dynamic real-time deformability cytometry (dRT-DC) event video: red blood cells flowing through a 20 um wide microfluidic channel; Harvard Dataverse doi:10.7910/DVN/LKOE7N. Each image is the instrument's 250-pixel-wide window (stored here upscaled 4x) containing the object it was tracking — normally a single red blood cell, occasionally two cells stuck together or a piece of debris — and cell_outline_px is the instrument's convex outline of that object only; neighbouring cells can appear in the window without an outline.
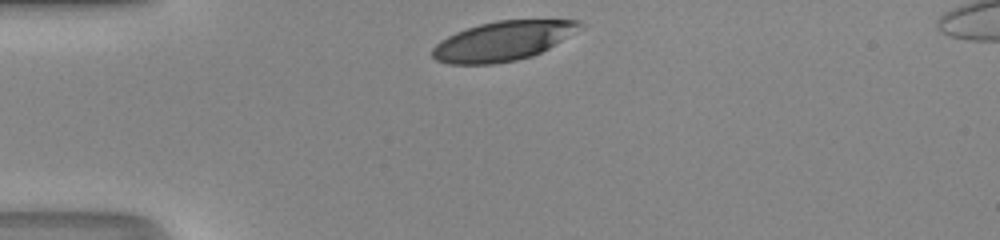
{"species": "human", "species_latin": "Homo sapiens", "temperature_condition": "room temperature", "stored_images_in_passage": 28, "camera_frame_rate_fps": 3000, "um_per_image_px": 0.085, "donor": {"sex": "male"}, "frame": {"image": 1, "passage_image": 1, "time_ms": 0.0, "image_size_px": [1000, 240], "cell_outline_px": [[584, 24], [548, 48], [532, 56], [516, 60], [492, 64], [448, 64], [436, 60], [432, 56], [432, 48], [440, 40], [456, 32], [480, 24], [496, 20], [580, 20]], "centroid_in_image_um": [42.66, 3.49], "position_along_channel_um": 42.3, "area_um2": 33.35}}
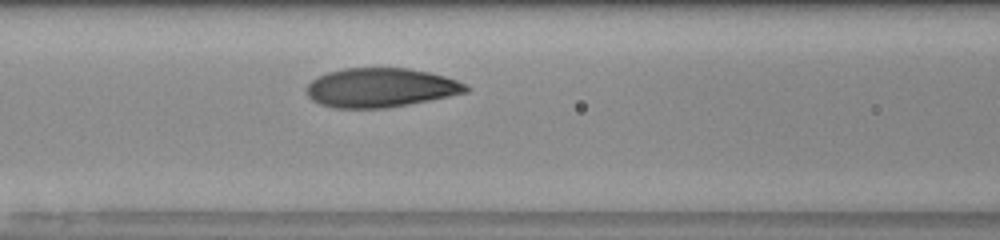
{"frame": {"image": 2, "passage_image": 10, "time_ms": 3.0, "image_size_px": [1000, 240], "cell_outline_px": [[468, 92], [388, 108], [332, 108], [320, 104], [312, 100], [308, 96], [308, 84], [312, 80], [328, 72], [344, 68], [408, 68], [428, 72], [444, 76], [456, 80], [464, 84], [468, 88]], "centroid_in_image_um": [32.33, 7.45], "position_along_channel_um": 134.3, "area_um2": 36.07}}
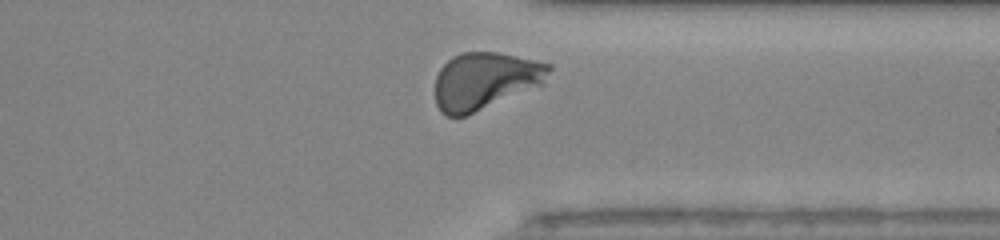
{"frame": {"image": 3, "passage_image": 27, "time_ms": 8.667, "image_size_px": [1000, 240], "cell_outline_px": [[552, 68], [544, 84], [468, 116], [448, 116], [440, 112], [436, 104], [436, 76], [440, 68], [452, 56], [464, 52], [496, 52], [536, 60], [552, 64]], "centroid_in_image_um": [41.25, 6.88], "position_along_channel_um": 370.1, "area_um2": 38.26}, "authors_computed_cell_mechanics": {"area_um2": 36.6163, "velocity_mm_per_s": 4.1776, "shape_relaxation_time_tau1_ms": 2.5252, "shape_relaxation_time_tau2_ms": null, "deformation_change_tau1": 0.1507, "deformation_change_tau2": null}}